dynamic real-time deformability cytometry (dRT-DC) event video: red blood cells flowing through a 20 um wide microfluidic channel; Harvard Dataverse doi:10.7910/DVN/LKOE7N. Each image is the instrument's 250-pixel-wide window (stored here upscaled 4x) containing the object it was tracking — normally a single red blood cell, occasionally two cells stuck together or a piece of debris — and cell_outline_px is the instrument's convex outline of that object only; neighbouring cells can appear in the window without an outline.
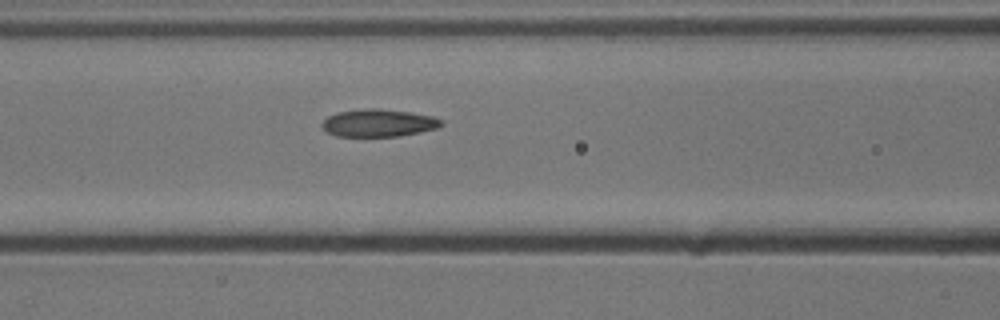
{"species": "common noctule bat (a hibernating species)", "species_latin": "Nyctalus noctula", "temperature_condition": "cold", "stored_images_in_passage": 6, "camera_frame_rate_fps": 3000, "um_per_image_px": 0.085, "animal": {"sex": "male", "body_mass_g": 13.3}, "frame": {"image": 1, "passage_image": 6, "time_ms": 1.667, "image_size_px": [1000, 320], "cell_outline_px": [[444, 124], [436, 128], [420, 132], [400, 136], [336, 136], [328, 132], [320, 124], [328, 116], [336, 112], [364, 108], [380, 108], [408, 112], [432, 116], [444, 120]], "centroid_in_image_um": [32.18, 10.44], "position_along_channel_um": 134.4, "area_um2": 19.19}}